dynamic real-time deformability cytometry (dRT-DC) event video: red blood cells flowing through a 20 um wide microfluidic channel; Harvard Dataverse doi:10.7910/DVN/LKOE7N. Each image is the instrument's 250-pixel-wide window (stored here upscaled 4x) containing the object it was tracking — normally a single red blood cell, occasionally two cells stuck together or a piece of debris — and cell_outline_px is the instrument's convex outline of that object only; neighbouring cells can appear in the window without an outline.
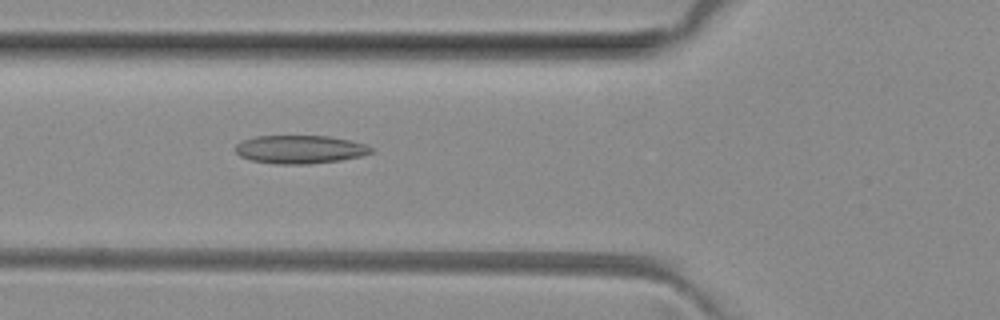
{"species": "common noctule bat (a hibernating species)", "species_latin": "Nyctalus noctula", "temperature_condition": "room temperature", "stored_images_in_passage": 37, "camera_frame_rate_fps": 3000, "um_per_image_px": 0.085, "animal": {"sex": "female", "body_mass_g": 29.2, "forearm_length_mm": 56.3}, "frame": {"image": 1, "passage_image": 7, "time_ms": 2.0, "image_size_px": [1000, 320], "cell_outline_px": [[372, 152], [360, 156], [340, 160], [308, 164], [276, 164], [252, 160], [240, 156], [236, 152], [236, 144], [244, 140], [256, 136], [328, 136], [348, 140], [364, 144], [372, 148]], "centroid_in_image_um": [25.48, 12.7], "position_along_channel_um": 100.3, "area_um2": 22.08}}
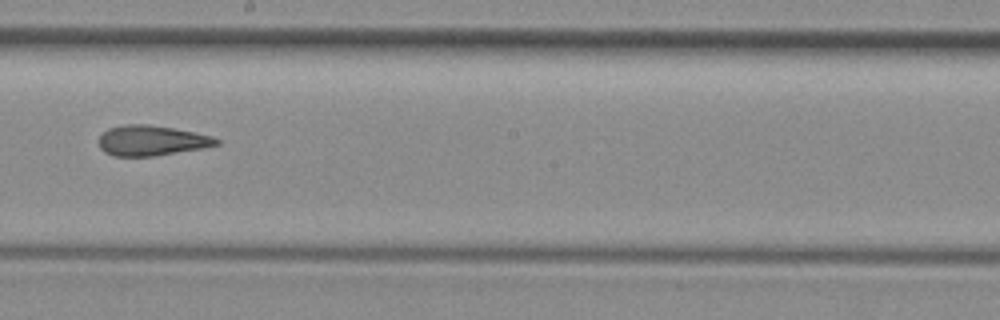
{"frame": {"image": 2, "passage_image": 17, "time_ms": 5.333, "image_size_px": [1000, 320], "cell_outline_px": [[220, 144], [200, 148], [152, 156], [116, 156], [104, 152], [100, 148], [100, 136], [108, 128], [124, 124], [148, 124], [172, 128], [212, 136], [220, 140]], "centroid_in_image_um": [12.85, 11.94], "position_along_channel_um": 235.3, "area_um2": 20.4}}
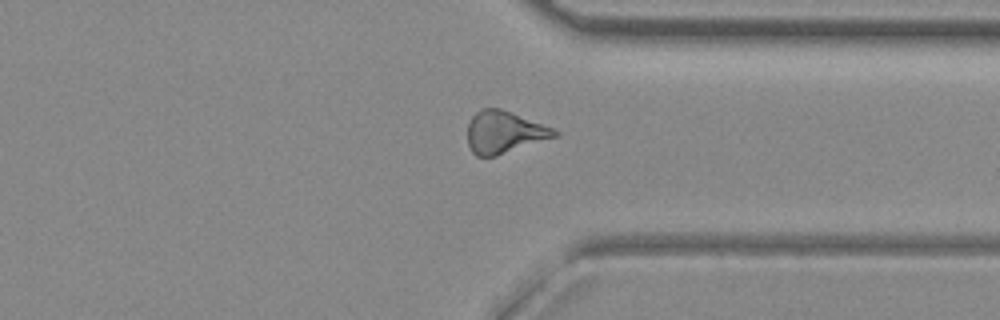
{"frame": {"image": 3, "passage_image": 27, "time_ms": 8.667, "image_size_px": [1000, 320], "cell_outline_px": [[560, 136], [496, 156], [476, 156], [472, 152], [468, 144], [468, 124], [472, 116], [480, 108], [500, 108], [512, 112], [552, 128], [560, 132]], "centroid_in_image_um": [42.87, 11.24], "position_along_channel_um": 368.5, "area_um2": 21.5}, "authors_computed_cell_mechanics": {"area_um2": 21.2126, "velocity_mm_per_s": 4.0504, "shape_relaxation_time_tau1_ms": null, "shape_relaxation_time_tau2_ms": 3.0804, "deformation_change_tau1": null, "deformation_change_tau2": 0.1365}}